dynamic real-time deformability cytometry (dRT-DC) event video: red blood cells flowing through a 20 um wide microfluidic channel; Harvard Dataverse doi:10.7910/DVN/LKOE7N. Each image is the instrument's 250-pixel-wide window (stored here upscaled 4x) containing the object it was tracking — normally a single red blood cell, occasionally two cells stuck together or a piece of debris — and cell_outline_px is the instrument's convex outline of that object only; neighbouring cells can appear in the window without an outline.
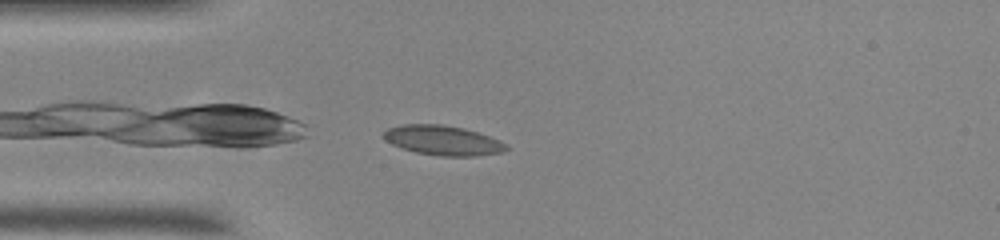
{"species": "common noctule bat (a hibernating species)", "species_latin": "Nyctalus noctula", "temperature_condition": "room temperature", "stored_images_in_passage": 42, "camera_frame_rate_fps": 3000, "um_per_image_px": 0.085, "animal": {"sex": "male", "body_mass_g": 20.0, "forearm_length_mm": 53.3}, "frame": {"image": 1, "passage_image": 1, "time_ms": 0.0, "image_size_px": [1000, 240], "cell_outline_px": [[508, 148], [504, 152], [476, 156], [440, 156], [416, 152], [392, 144], [384, 140], [384, 132], [388, 128], [404, 124], [440, 124], [464, 128], [500, 140]], "centroid_in_image_um": [37.65, 11.93], "position_along_channel_um": 47.4, "area_um2": 21.04}}
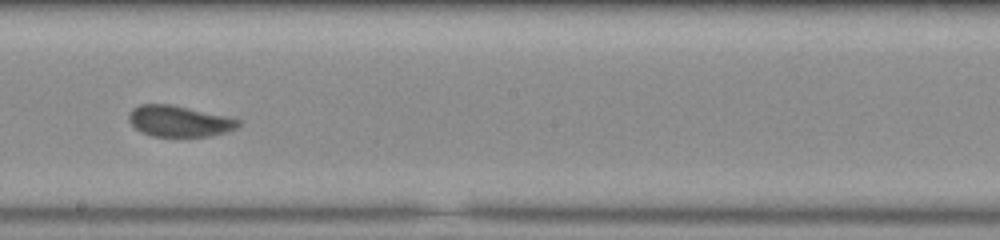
{"frame": {"image": 2, "passage_image": 17, "time_ms": 5.333, "image_size_px": [1000, 240], "cell_outline_px": [[240, 124], [236, 128], [224, 132], [208, 136], [152, 136], [140, 132], [128, 120], [128, 116], [132, 108], [140, 104], [172, 104], [224, 116], [240, 120]], "centroid_in_image_um": [15.17, 10.29], "position_along_channel_um": 233.0, "area_um2": 19.59}}
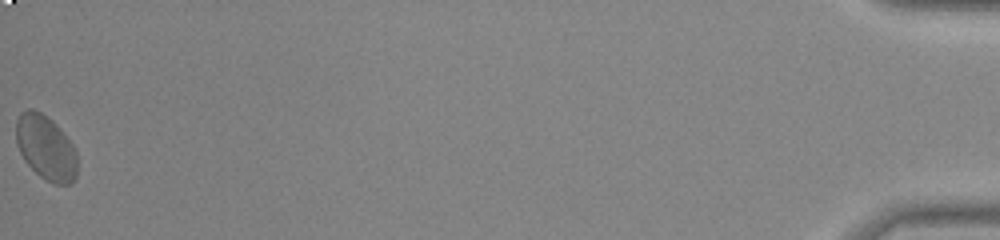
{"frame": {"image": 3, "passage_image": 42, "time_ms": 13.667, "image_size_px": [1000, 240], "cell_outline_px": [[76, 176], [68, 184], [56, 184], [40, 176], [24, 160], [16, 144], [16, 120], [20, 112], [28, 108], [32, 108], [40, 112], [52, 120], [64, 132], [76, 148]], "centroid_in_image_um": [3.88, 12.5], "position_along_channel_um": 431.3, "area_um2": 23.06}, "authors_computed_cell_mechanics": {"area_um2": 20.0566, "velocity_mm_per_s": 3.6727, "shape_relaxation_time_tau1_ms": 4.7728, "shape_relaxation_time_tau2_ms": 1.0499, "deformation_change_tau1": 0.0954, "deformation_change_tau2": 0.0413}}